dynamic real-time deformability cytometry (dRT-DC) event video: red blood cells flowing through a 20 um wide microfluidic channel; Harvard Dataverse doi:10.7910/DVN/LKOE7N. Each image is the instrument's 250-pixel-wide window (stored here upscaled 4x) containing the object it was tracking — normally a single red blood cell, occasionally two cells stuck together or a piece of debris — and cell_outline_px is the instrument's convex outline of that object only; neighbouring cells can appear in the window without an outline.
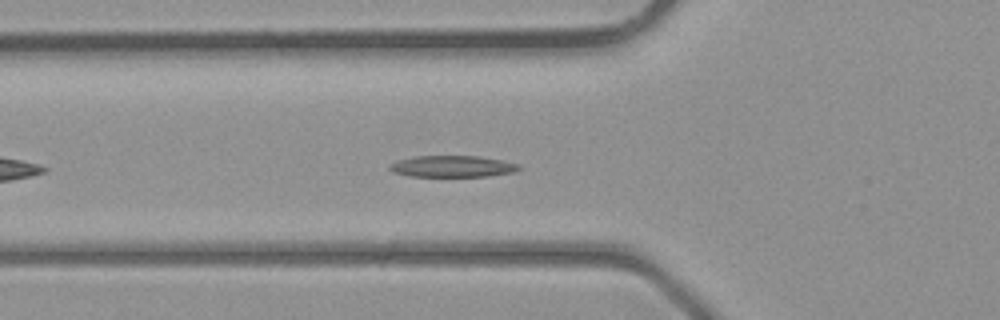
{"species": "common noctule bat (a hibernating species)", "species_latin": "Nyctalus noctula", "temperature_condition": "room temperature", "stored_images_in_passage": 22, "camera_frame_rate_fps": 3000, "um_per_image_px": 0.085, "animal": {"sex": "male", "body_mass_g": 23.1, "forearm_length_mm": 52.7}, "frame": {"image": 1, "passage_image": 3, "time_ms": 0.667, "image_size_px": [1000, 320], "cell_outline_px": [[524, 168], [516, 172], [488, 176], [408, 176], [392, 172], [388, 168], [388, 164], [396, 160], [412, 156], [480, 156], [504, 160], [520, 164]], "centroid_in_image_um": [38.48, 14.13], "position_along_channel_um": 87.3, "area_um2": 16.59}}
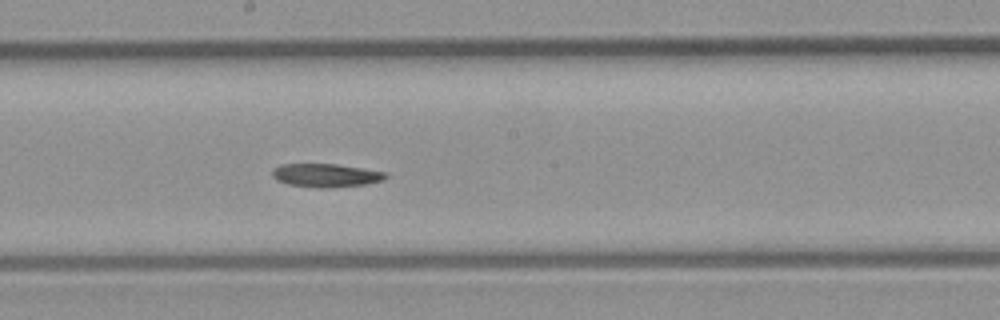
{"frame": {"image": 2, "passage_image": 11, "time_ms": 3.333, "image_size_px": [1000, 320], "cell_outline_px": [[388, 176], [384, 180], [364, 184], [324, 188], [316, 188], [288, 184], [276, 180], [272, 176], [272, 168], [280, 164], [336, 164], [388, 172]], "centroid_in_image_um": [27.68, 14.9], "position_along_channel_um": 220.5, "area_um2": 15.55}}
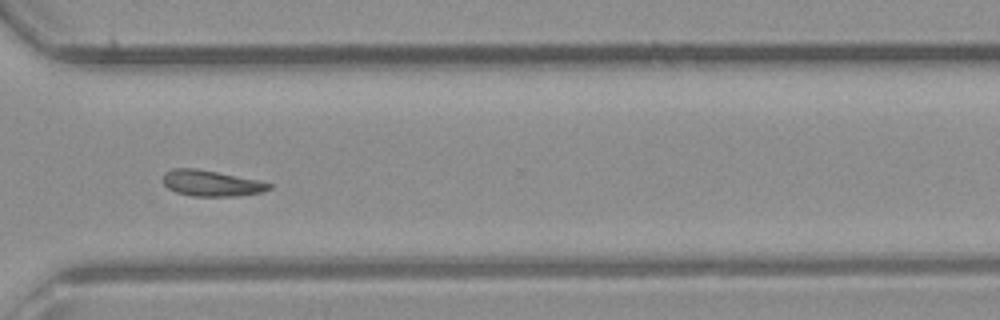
{"frame": {"image": 3, "passage_image": 19, "time_ms": 6.0, "image_size_px": [1000, 320], "cell_outline_px": [[272, 188], [264, 192], [236, 196], [192, 196], [176, 192], [168, 188], [164, 184], [164, 172], [172, 168], [196, 168], [256, 180], [272, 184]], "centroid_in_image_um": [17.95, 15.58], "position_along_channel_um": 352.7, "area_um2": 15.9}}